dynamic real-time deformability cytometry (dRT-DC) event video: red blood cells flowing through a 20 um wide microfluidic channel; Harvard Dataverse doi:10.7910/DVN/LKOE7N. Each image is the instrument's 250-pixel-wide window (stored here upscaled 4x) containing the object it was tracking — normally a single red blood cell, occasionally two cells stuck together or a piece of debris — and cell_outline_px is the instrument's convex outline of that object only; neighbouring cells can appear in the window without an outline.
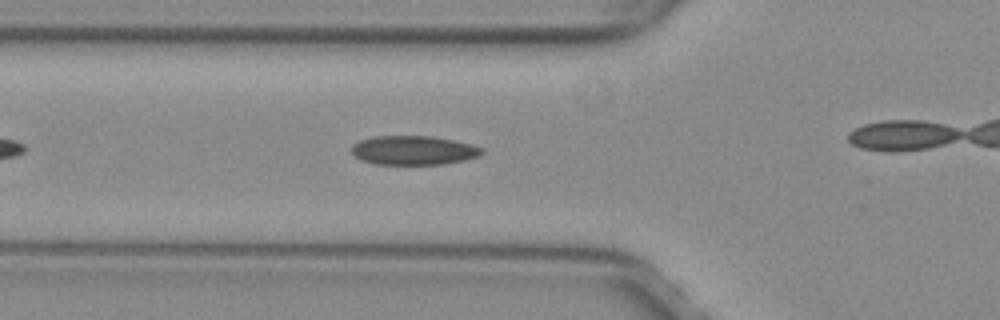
{"species": "common noctule bat (a hibernating species)", "species_latin": "Nyctalus noctula", "temperature_condition": "warm", "stored_images_in_passage": 28, "camera_frame_rate_fps": 3000, "um_per_image_px": 0.085, "animal": {"sex": "female", "body_mass_g": 29.2, "forearm_length_mm": 56.3}, "frame": {"image": 1, "passage_image": 5, "time_ms": 1.333, "image_size_px": [1000, 320], "cell_outline_px": [[484, 152], [480, 156], [464, 160], [444, 164], [376, 164], [360, 160], [352, 152], [352, 144], [360, 140], [376, 136], [428, 136], [452, 140], [484, 148]], "centroid_in_image_um": [35.15, 12.78], "position_along_channel_um": 90.7, "area_um2": 21.96}}
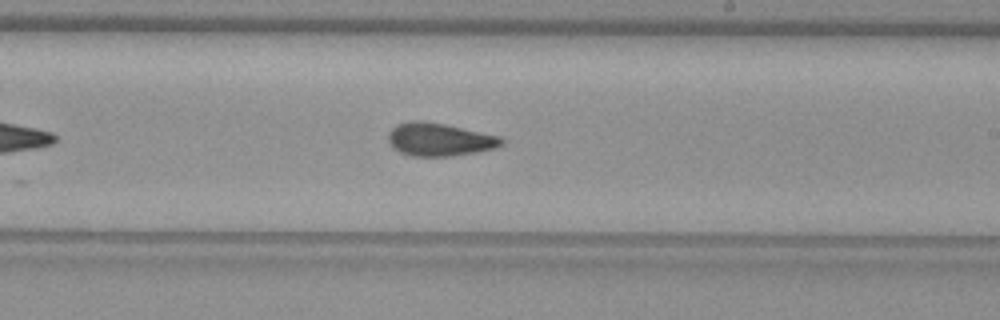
{"frame": {"image": 2, "passage_image": 17, "time_ms": 5.333, "image_size_px": [1000, 320], "cell_outline_px": [[504, 144], [496, 148], [476, 152], [452, 156], [412, 156], [400, 152], [388, 144], [388, 132], [396, 124], [408, 120], [420, 120], [444, 124], [504, 136]], "centroid_in_image_um": [37.37, 11.85], "position_along_channel_um": 251.6, "area_um2": 22.2}}
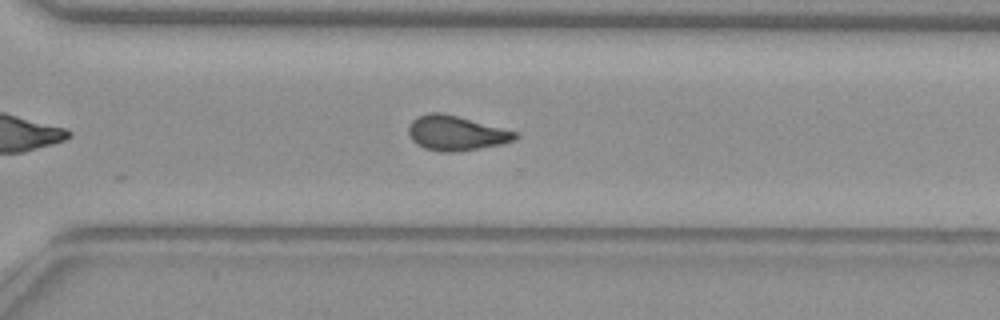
{"frame": {"image": 3, "passage_image": 23, "time_ms": 7.333, "image_size_px": [1000, 320], "cell_outline_px": [[520, 136], [516, 140], [500, 144], [480, 148], [456, 152], [444, 152], [424, 148], [416, 144], [412, 140], [408, 132], [408, 128], [412, 120], [416, 116], [428, 112], [440, 112], [520, 132]], "centroid_in_image_um": [38.78, 11.31], "position_along_channel_um": 331.8, "area_um2": 21.73}, "authors_computed_cell_mechanics": {"area_um2": 21.675, "velocity_mm_per_s": 4.0165, "shape_relaxation_time_tau1_ms": null, "shape_relaxation_time_tau2_ms": 3.5149, "deformation_change_tau1": null, "deformation_change_tau2": 0.1084}}